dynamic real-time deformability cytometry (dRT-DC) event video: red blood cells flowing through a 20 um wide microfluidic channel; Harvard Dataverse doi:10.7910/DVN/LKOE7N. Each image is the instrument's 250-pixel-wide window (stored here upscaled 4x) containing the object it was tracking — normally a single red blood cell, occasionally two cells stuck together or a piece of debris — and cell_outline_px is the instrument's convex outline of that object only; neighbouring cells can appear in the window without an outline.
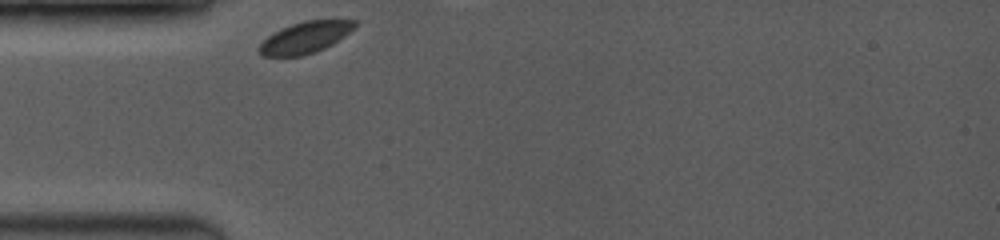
{"species": "common noctule bat (a hibernating species)", "species_latin": "Nyctalus noctula", "temperature_condition": "room temperature", "stored_images_in_passage": 1, "camera_frame_rate_fps": 3500, "um_per_image_px": 0.085, "animal": {"sex": "female", "body_mass_g": 19.0, "forearm_length_mm": 53.3}, "frame": {"image": 1, "passage_image": 1, "time_ms": 0.0, "image_size_px": [1000, 240], "cell_outline_px": [[356, 24], [344, 36], [332, 44], [316, 52], [300, 56], [260, 56], [256, 48], [272, 32], [280, 28], [304, 20], [356, 20]], "centroid_in_image_um": [25.87, 3.19], "position_along_channel_um": 59.1, "area_um2": 17.51}}